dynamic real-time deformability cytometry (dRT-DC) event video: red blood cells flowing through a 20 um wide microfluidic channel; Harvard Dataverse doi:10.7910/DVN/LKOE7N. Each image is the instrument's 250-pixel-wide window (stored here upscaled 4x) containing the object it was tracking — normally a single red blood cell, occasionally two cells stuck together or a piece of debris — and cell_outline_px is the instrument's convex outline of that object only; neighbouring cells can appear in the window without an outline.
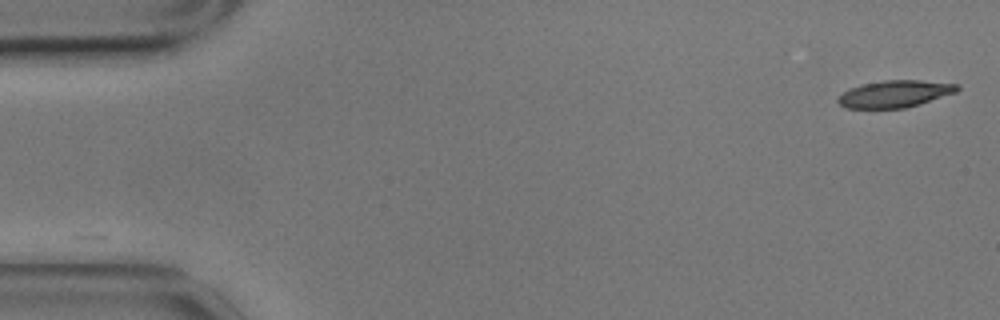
{"species": "common noctule bat (a hibernating species)", "species_latin": "Nyctalus noctula", "temperature_condition": "cold", "stored_images_in_passage": 50, "camera_frame_rate_fps": 3000, "um_per_image_px": 0.085, "animal": {"sex": "male", "body_mass_g": 17.9}, "frame": {"image": 1, "passage_image": 1, "time_ms": 0.0, "image_size_px": [1000, 320], "cell_outline_px": [[960, 88], [956, 92], [920, 104], [904, 108], [848, 108], [840, 104], [836, 100], [844, 92], [860, 84], [884, 80], [920, 80], [960, 84]], "centroid_in_image_um": [76.09, 7.97], "position_along_channel_um": 8.9, "area_um2": 18.67}}
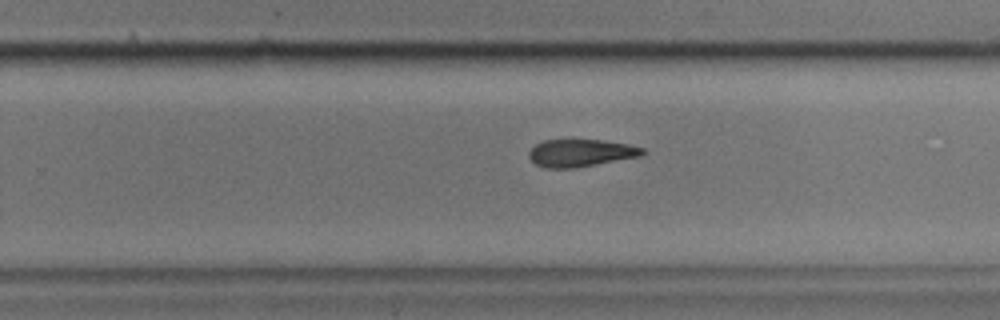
{"frame": {"image": 2, "passage_image": 35, "time_ms": 11.333, "image_size_px": [1000, 320], "cell_outline_px": [[648, 152], [640, 156], [576, 168], [544, 168], [536, 164], [528, 156], [528, 152], [536, 144], [544, 140], [604, 140], [628, 144], [644, 148]], "centroid_in_image_um": [49.38, 13.0], "position_along_channel_um": 280.4, "area_um2": 18.21}}
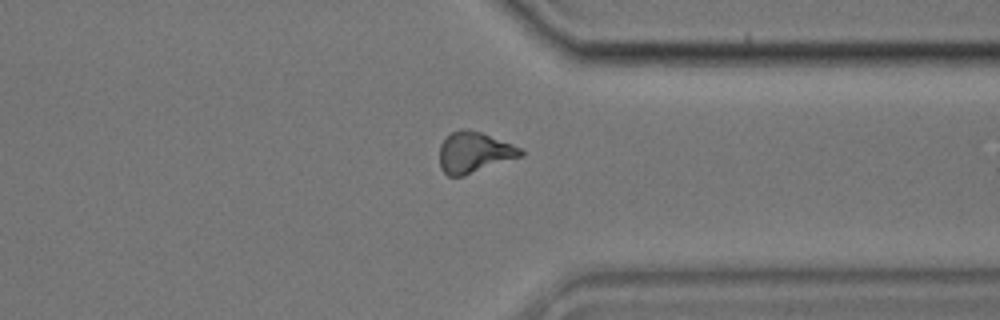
{"frame": {"image": 3, "passage_image": 43, "time_ms": 14.0, "image_size_px": [1000, 320], "cell_outline_px": [[524, 152], [520, 156], [464, 176], [448, 176], [440, 168], [440, 144], [452, 132], [464, 128], [468, 128], [480, 132], [524, 148]], "centroid_in_image_um": [40.3, 12.95], "position_along_channel_um": 371.1, "area_um2": 19.19}, "authors_computed_cell_mechanics": {"area_um2": 19.7387, "velocity_mm_per_s": 3.4773, "shape_relaxation_time_tau1_ms": 3.2882, "shape_relaxation_time_tau2_ms": 10.1573, "deformation_change_tau1": 0.1131, "deformation_change_tau2": 0.2204}}